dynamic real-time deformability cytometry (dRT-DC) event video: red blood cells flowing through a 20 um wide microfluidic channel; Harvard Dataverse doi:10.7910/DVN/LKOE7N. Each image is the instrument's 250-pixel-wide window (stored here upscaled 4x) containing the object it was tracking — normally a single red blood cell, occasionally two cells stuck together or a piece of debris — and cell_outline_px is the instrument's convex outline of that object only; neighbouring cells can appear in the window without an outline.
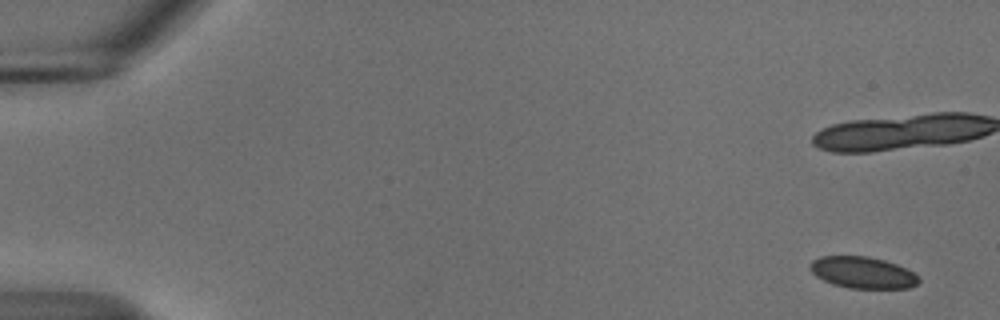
{"species": "common noctule bat (a hibernating species)", "species_latin": "Nyctalus noctula", "temperature_condition": "cold", "stored_images_in_passage": 20, "camera_frame_rate_fps": 3000, "um_per_image_px": 0.085, "animal": {"sex": "male", "body_mass_g": 18.8}, "frame": {"image": 1, "passage_image": 1, "time_ms": 0.0, "image_size_px": [1000, 320], "cell_outline_px": [[920, 280], [916, 284], [908, 288], [848, 288], [832, 284], [816, 276], [808, 268], [808, 264], [812, 260], [820, 256], [868, 256], [884, 260], [896, 264], [920, 276]], "centroid_in_image_um": [73.29, 23.16], "position_along_channel_um": 11.7, "area_um2": 20.06}}